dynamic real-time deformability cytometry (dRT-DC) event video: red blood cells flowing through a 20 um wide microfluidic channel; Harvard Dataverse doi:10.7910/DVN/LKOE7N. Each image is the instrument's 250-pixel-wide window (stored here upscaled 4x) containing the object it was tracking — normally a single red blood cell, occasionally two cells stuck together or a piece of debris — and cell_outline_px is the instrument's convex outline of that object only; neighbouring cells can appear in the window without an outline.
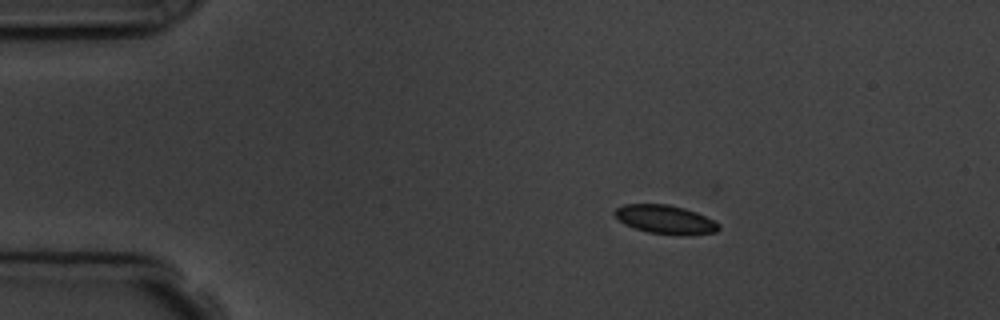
{"species": "common noctule bat (a hibernating species)", "species_latin": "Nyctalus noctula", "temperature_condition": "room temperature", "stored_images_in_passage": 5, "camera_frame_rate_fps": 3000, "um_per_image_px": 0.085, "animal": {"sex": "male", "body_mass_g": 19.5, "forearm_length_mm": 54.6}, "frame": {"image": 1, "passage_image": 2, "time_ms": 1.333, "image_size_px": [1000, 320], "cell_outline_px": [[720, 228], [716, 232], [688, 236], [680, 236], [648, 232], [624, 224], [612, 212], [616, 208], [624, 204], [668, 204], [684, 208], [696, 212], [720, 224]], "centroid_in_image_um": [56.57, 18.67], "position_along_channel_um": 28.4, "area_um2": 17.51}}
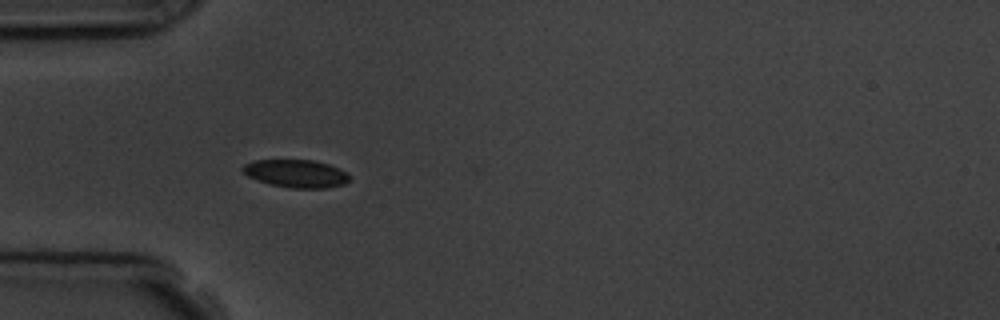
{"frame": {"image": 2, "passage_image": 4, "time_ms": 3.667, "image_size_px": [1000, 320], "cell_outline_px": [[348, 180], [344, 184], [328, 188], [292, 188], [268, 184], [256, 180], [248, 176], [240, 168], [244, 164], [252, 160], [312, 160], [328, 164], [344, 172], [348, 176]], "centroid_in_image_um": [25.1, 14.75], "position_along_channel_um": 59.9, "area_um2": 17.22}}